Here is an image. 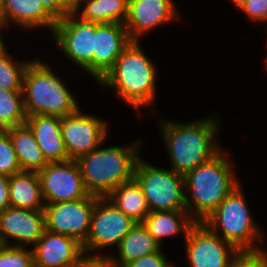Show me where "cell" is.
Returning <instances> with one entry per match:
<instances>
[{
	"label": "cell",
	"mask_w": 267,
	"mask_h": 267,
	"mask_svg": "<svg viewBox=\"0 0 267 267\" xmlns=\"http://www.w3.org/2000/svg\"><path fill=\"white\" fill-rule=\"evenodd\" d=\"M137 222L126 216L106 197H98L91 216L90 230L82 244L85 255L118 245Z\"/></svg>",
	"instance_id": "cell-8"
},
{
	"label": "cell",
	"mask_w": 267,
	"mask_h": 267,
	"mask_svg": "<svg viewBox=\"0 0 267 267\" xmlns=\"http://www.w3.org/2000/svg\"><path fill=\"white\" fill-rule=\"evenodd\" d=\"M258 253L261 255L263 267H267V251L265 248H261Z\"/></svg>",
	"instance_id": "cell-37"
},
{
	"label": "cell",
	"mask_w": 267,
	"mask_h": 267,
	"mask_svg": "<svg viewBox=\"0 0 267 267\" xmlns=\"http://www.w3.org/2000/svg\"><path fill=\"white\" fill-rule=\"evenodd\" d=\"M79 267H120L109 255H84Z\"/></svg>",
	"instance_id": "cell-33"
},
{
	"label": "cell",
	"mask_w": 267,
	"mask_h": 267,
	"mask_svg": "<svg viewBox=\"0 0 267 267\" xmlns=\"http://www.w3.org/2000/svg\"><path fill=\"white\" fill-rule=\"evenodd\" d=\"M10 206L44 210L41 183L37 172L21 171L9 176Z\"/></svg>",
	"instance_id": "cell-21"
},
{
	"label": "cell",
	"mask_w": 267,
	"mask_h": 267,
	"mask_svg": "<svg viewBox=\"0 0 267 267\" xmlns=\"http://www.w3.org/2000/svg\"><path fill=\"white\" fill-rule=\"evenodd\" d=\"M10 207L9 177L0 175V211Z\"/></svg>",
	"instance_id": "cell-35"
},
{
	"label": "cell",
	"mask_w": 267,
	"mask_h": 267,
	"mask_svg": "<svg viewBox=\"0 0 267 267\" xmlns=\"http://www.w3.org/2000/svg\"><path fill=\"white\" fill-rule=\"evenodd\" d=\"M140 141L127 146L99 145L92 152L79 157L84 186L90 195L107 197L121 184L134 179L135 166L140 158Z\"/></svg>",
	"instance_id": "cell-4"
},
{
	"label": "cell",
	"mask_w": 267,
	"mask_h": 267,
	"mask_svg": "<svg viewBox=\"0 0 267 267\" xmlns=\"http://www.w3.org/2000/svg\"><path fill=\"white\" fill-rule=\"evenodd\" d=\"M37 173L45 204L75 201L89 195L76 160L48 163Z\"/></svg>",
	"instance_id": "cell-11"
},
{
	"label": "cell",
	"mask_w": 267,
	"mask_h": 267,
	"mask_svg": "<svg viewBox=\"0 0 267 267\" xmlns=\"http://www.w3.org/2000/svg\"><path fill=\"white\" fill-rule=\"evenodd\" d=\"M229 267H263V263L258 252H240Z\"/></svg>",
	"instance_id": "cell-32"
},
{
	"label": "cell",
	"mask_w": 267,
	"mask_h": 267,
	"mask_svg": "<svg viewBox=\"0 0 267 267\" xmlns=\"http://www.w3.org/2000/svg\"><path fill=\"white\" fill-rule=\"evenodd\" d=\"M45 8L58 20L69 11L66 9L65 0H40Z\"/></svg>",
	"instance_id": "cell-34"
},
{
	"label": "cell",
	"mask_w": 267,
	"mask_h": 267,
	"mask_svg": "<svg viewBox=\"0 0 267 267\" xmlns=\"http://www.w3.org/2000/svg\"><path fill=\"white\" fill-rule=\"evenodd\" d=\"M46 230L44 210L9 207L0 211V237L4 245H35ZM9 239L17 242L9 244ZM19 243V244H18Z\"/></svg>",
	"instance_id": "cell-15"
},
{
	"label": "cell",
	"mask_w": 267,
	"mask_h": 267,
	"mask_svg": "<svg viewBox=\"0 0 267 267\" xmlns=\"http://www.w3.org/2000/svg\"><path fill=\"white\" fill-rule=\"evenodd\" d=\"M237 9H240L246 2V0H231Z\"/></svg>",
	"instance_id": "cell-39"
},
{
	"label": "cell",
	"mask_w": 267,
	"mask_h": 267,
	"mask_svg": "<svg viewBox=\"0 0 267 267\" xmlns=\"http://www.w3.org/2000/svg\"><path fill=\"white\" fill-rule=\"evenodd\" d=\"M155 241L162 246V239L180 235L187 238L189 230L197 223L187 210L151 211L142 222Z\"/></svg>",
	"instance_id": "cell-20"
},
{
	"label": "cell",
	"mask_w": 267,
	"mask_h": 267,
	"mask_svg": "<svg viewBox=\"0 0 267 267\" xmlns=\"http://www.w3.org/2000/svg\"><path fill=\"white\" fill-rule=\"evenodd\" d=\"M25 123L32 130L39 148L49 163L68 160L61 133V117L31 115L27 116Z\"/></svg>",
	"instance_id": "cell-19"
},
{
	"label": "cell",
	"mask_w": 267,
	"mask_h": 267,
	"mask_svg": "<svg viewBox=\"0 0 267 267\" xmlns=\"http://www.w3.org/2000/svg\"><path fill=\"white\" fill-rule=\"evenodd\" d=\"M5 48L0 49V87L6 90H23L24 73L31 60L21 63L15 61Z\"/></svg>",
	"instance_id": "cell-27"
},
{
	"label": "cell",
	"mask_w": 267,
	"mask_h": 267,
	"mask_svg": "<svg viewBox=\"0 0 267 267\" xmlns=\"http://www.w3.org/2000/svg\"><path fill=\"white\" fill-rule=\"evenodd\" d=\"M185 241L186 259L191 267H229L240 253L203 222L189 230Z\"/></svg>",
	"instance_id": "cell-12"
},
{
	"label": "cell",
	"mask_w": 267,
	"mask_h": 267,
	"mask_svg": "<svg viewBox=\"0 0 267 267\" xmlns=\"http://www.w3.org/2000/svg\"><path fill=\"white\" fill-rule=\"evenodd\" d=\"M3 28L6 29V27H5V25H4L3 21H2V19H1V17H0V32H1V30H3ZM1 34H2V33H0V49H2L3 47H6V46L4 45L3 40H2L3 37H2Z\"/></svg>",
	"instance_id": "cell-38"
},
{
	"label": "cell",
	"mask_w": 267,
	"mask_h": 267,
	"mask_svg": "<svg viewBox=\"0 0 267 267\" xmlns=\"http://www.w3.org/2000/svg\"><path fill=\"white\" fill-rule=\"evenodd\" d=\"M131 43L124 24L96 23L92 56V77L99 82Z\"/></svg>",
	"instance_id": "cell-16"
},
{
	"label": "cell",
	"mask_w": 267,
	"mask_h": 267,
	"mask_svg": "<svg viewBox=\"0 0 267 267\" xmlns=\"http://www.w3.org/2000/svg\"><path fill=\"white\" fill-rule=\"evenodd\" d=\"M85 0H65V5H66V9L69 12H73L75 11V9H77V7H79L81 4H84L82 2H84Z\"/></svg>",
	"instance_id": "cell-36"
},
{
	"label": "cell",
	"mask_w": 267,
	"mask_h": 267,
	"mask_svg": "<svg viewBox=\"0 0 267 267\" xmlns=\"http://www.w3.org/2000/svg\"><path fill=\"white\" fill-rule=\"evenodd\" d=\"M3 2H4V0H0V12H1V10H2Z\"/></svg>",
	"instance_id": "cell-40"
},
{
	"label": "cell",
	"mask_w": 267,
	"mask_h": 267,
	"mask_svg": "<svg viewBox=\"0 0 267 267\" xmlns=\"http://www.w3.org/2000/svg\"><path fill=\"white\" fill-rule=\"evenodd\" d=\"M79 109L76 113L61 117V133L68 160L92 152L107 138V122Z\"/></svg>",
	"instance_id": "cell-13"
},
{
	"label": "cell",
	"mask_w": 267,
	"mask_h": 267,
	"mask_svg": "<svg viewBox=\"0 0 267 267\" xmlns=\"http://www.w3.org/2000/svg\"><path fill=\"white\" fill-rule=\"evenodd\" d=\"M217 117L213 114L186 123L160 120L162 140L170 157L171 170L185 177L222 150L215 141L220 128V118Z\"/></svg>",
	"instance_id": "cell-1"
},
{
	"label": "cell",
	"mask_w": 267,
	"mask_h": 267,
	"mask_svg": "<svg viewBox=\"0 0 267 267\" xmlns=\"http://www.w3.org/2000/svg\"><path fill=\"white\" fill-rule=\"evenodd\" d=\"M26 119L23 91L0 87V130L25 124Z\"/></svg>",
	"instance_id": "cell-26"
},
{
	"label": "cell",
	"mask_w": 267,
	"mask_h": 267,
	"mask_svg": "<svg viewBox=\"0 0 267 267\" xmlns=\"http://www.w3.org/2000/svg\"><path fill=\"white\" fill-rule=\"evenodd\" d=\"M84 3L73 11L83 21L124 24L127 19L128 0H85Z\"/></svg>",
	"instance_id": "cell-25"
},
{
	"label": "cell",
	"mask_w": 267,
	"mask_h": 267,
	"mask_svg": "<svg viewBox=\"0 0 267 267\" xmlns=\"http://www.w3.org/2000/svg\"><path fill=\"white\" fill-rule=\"evenodd\" d=\"M97 196L88 195L75 201L45 204L46 230L76 238L83 244L90 230L91 216Z\"/></svg>",
	"instance_id": "cell-10"
},
{
	"label": "cell",
	"mask_w": 267,
	"mask_h": 267,
	"mask_svg": "<svg viewBox=\"0 0 267 267\" xmlns=\"http://www.w3.org/2000/svg\"><path fill=\"white\" fill-rule=\"evenodd\" d=\"M6 131L12 141L22 171L38 172L49 163L26 123Z\"/></svg>",
	"instance_id": "cell-22"
},
{
	"label": "cell",
	"mask_w": 267,
	"mask_h": 267,
	"mask_svg": "<svg viewBox=\"0 0 267 267\" xmlns=\"http://www.w3.org/2000/svg\"><path fill=\"white\" fill-rule=\"evenodd\" d=\"M46 63L32 60L23 77V96L27 116L51 115L64 117L80 108L69 88Z\"/></svg>",
	"instance_id": "cell-5"
},
{
	"label": "cell",
	"mask_w": 267,
	"mask_h": 267,
	"mask_svg": "<svg viewBox=\"0 0 267 267\" xmlns=\"http://www.w3.org/2000/svg\"><path fill=\"white\" fill-rule=\"evenodd\" d=\"M134 179L143 190L150 212L186 210L184 176L139 158Z\"/></svg>",
	"instance_id": "cell-7"
},
{
	"label": "cell",
	"mask_w": 267,
	"mask_h": 267,
	"mask_svg": "<svg viewBox=\"0 0 267 267\" xmlns=\"http://www.w3.org/2000/svg\"><path fill=\"white\" fill-rule=\"evenodd\" d=\"M52 34L61 52L92 76L95 22L83 21L69 12L58 19Z\"/></svg>",
	"instance_id": "cell-9"
},
{
	"label": "cell",
	"mask_w": 267,
	"mask_h": 267,
	"mask_svg": "<svg viewBox=\"0 0 267 267\" xmlns=\"http://www.w3.org/2000/svg\"><path fill=\"white\" fill-rule=\"evenodd\" d=\"M4 246V244H3V242H2V240H1V237H0V250H1V248Z\"/></svg>",
	"instance_id": "cell-41"
},
{
	"label": "cell",
	"mask_w": 267,
	"mask_h": 267,
	"mask_svg": "<svg viewBox=\"0 0 267 267\" xmlns=\"http://www.w3.org/2000/svg\"><path fill=\"white\" fill-rule=\"evenodd\" d=\"M240 186L238 184L203 223L213 233H222L219 236L239 252H258L262 248L258 244L263 241L262 231L252 218Z\"/></svg>",
	"instance_id": "cell-6"
},
{
	"label": "cell",
	"mask_w": 267,
	"mask_h": 267,
	"mask_svg": "<svg viewBox=\"0 0 267 267\" xmlns=\"http://www.w3.org/2000/svg\"><path fill=\"white\" fill-rule=\"evenodd\" d=\"M0 17L6 28L12 23L27 30L46 27L51 32L58 21L40 0H4Z\"/></svg>",
	"instance_id": "cell-18"
},
{
	"label": "cell",
	"mask_w": 267,
	"mask_h": 267,
	"mask_svg": "<svg viewBox=\"0 0 267 267\" xmlns=\"http://www.w3.org/2000/svg\"><path fill=\"white\" fill-rule=\"evenodd\" d=\"M240 11L254 22H267V0H246Z\"/></svg>",
	"instance_id": "cell-30"
},
{
	"label": "cell",
	"mask_w": 267,
	"mask_h": 267,
	"mask_svg": "<svg viewBox=\"0 0 267 267\" xmlns=\"http://www.w3.org/2000/svg\"><path fill=\"white\" fill-rule=\"evenodd\" d=\"M0 267H34L32 249L4 245L0 250Z\"/></svg>",
	"instance_id": "cell-29"
},
{
	"label": "cell",
	"mask_w": 267,
	"mask_h": 267,
	"mask_svg": "<svg viewBox=\"0 0 267 267\" xmlns=\"http://www.w3.org/2000/svg\"><path fill=\"white\" fill-rule=\"evenodd\" d=\"M225 153L222 148L184 177L185 193L191 196L185 194L186 210L196 222H203L239 184L231 159Z\"/></svg>",
	"instance_id": "cell-3"
},
{
	"label": "cell",
	"mask_w": 267,
	"mask_h": 267,
	"mask_svg": "<svg viewBox=\"0 0 267 267\" xmlns=\"http://www.w3.org/2000/svg\"><path fill=\"white\" fill-rule=\"evenodd\" d=\"M143 223H136L118 245V257L109 255L120 267L160 249Z\"/></svg>",
	"instance_id": "cell-23"
},
{
	"label": "cell",
	"mask_w": 267,
	"mask_h": 267,
	"mask_svg": "<svg viewBox=\"0 0 267 267\" xmlns=\"http://www.w3.org/2000/svg\"><path fill=\"white\" fill-rule=\"evenodd\" d=\"M140 41H131L113 67L98 82L109 87L138 112L156 99L157 68L142 51Z\"/></svg>",
	"instance_id": "cell-2"
},
{
	"label": "cell",
	"mask_w": 267,
	"mask_h": 267,
	"mask_svg": "<svg viewBox=\"0 0 267 267\" xmlns=\"http://www.w3.org/2000/svg\"><path fill=\"white\" fill-rule=\"evenodd\" d=\"M21 171L8 132L6 130H0V175L9 177Z\"/></svg>",
	"instance_id": "cell-28"
},
{
	"label": "cell",
	"mask_w": 267,
	"mask_h": 267,
	"mask_svg": "<svg viewBox=\"0 0 267 267\" xmlns=\"http://www.w3.org/2000/svg\"><path fill=\"white\" fill-rule=\"evenodd\" d=\"M106 198L137 223H142L150 213L143 190L135 179L121 184Z\"/></svg>",
	"instance_id": "cell-24"
},
{
	"label": "cell",
	"mask_w": 267,
	"mask_h": 267,
	"mask_svg": "<svg viewBox=\"0 0 267 267\" xmlns=\"http://www.w3.org/2000/svg\"><path fill=\"white\" fill-rule=\"evenodd\" d=\"M173 265L168 262L161 248L149 255L140 257L128 263L125 267H172Z\"/></svg>",
	"instance_id": "cell-31"
},
{
	"label": "cell",
	"mask_w": 267,
	"mask_h": 267,
	"mask_svg": "<svg viewBox=\"0 0 267 267\" xmlns=\"http://www.w3.org/2000/svg\"><path fill=\"white\" fill-rule=\"evenodd\" d=\"M32 251L34 267H79L85 255L76 238L47 230Z\"/></svg>",
	"instance_id": "cell-17"
},
{
	"label": "cell",
	"mask_w": 267,
	"mask_h": 267,
	"mask_svg": "<svg viewBox=\"0 0 267 267\" xmlns=\"http://www.w3.org/2000/svg\"><path fill=\"white\" fill-rule=\"evenodd\" d=\"M175 6L172 0H128L124 25L131 41H140L153 28L177 20L180 12Z\"/></svg>",
	"instance_id": "cell-14"
}]
</instances>
